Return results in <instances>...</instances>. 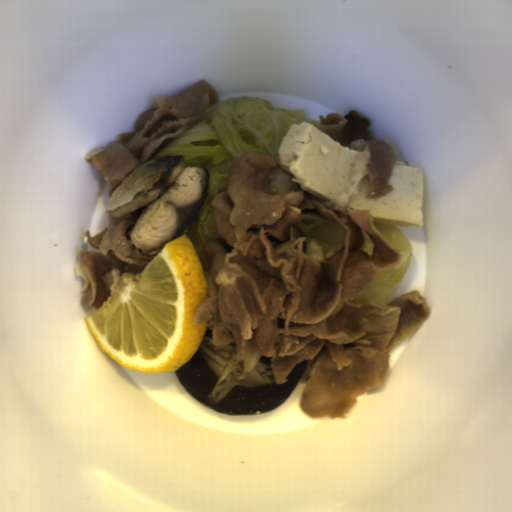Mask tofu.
Returning <instances> with one entry per match:
<instances>
[{
	"instance_id": "obj_1",
	"label": "tofu",
	"mask_w": 512,
	"mask_h": 512,
	"mask_svg": "<svg viewBox=\"0 0 512 512\" xmlns=\"http://www.w3.org/2000/svg\"><path fill=\"white\" fill-rule=\"evenodd\" d=\"M357 157V150L335 142L308 121L288 127L278 154L301 190L330 202L347 192Z\"/></svg>"
},
{
	"instance_id": "obj_2",
	"label": "tofu",
	"mask_w": 512,
	"mask_h": 512,
	"mask_svg": "<svg viewBox=\"0 0 512 512\" xmlns=\"http://www.w3.org/2000/svg\"><path fill=\"white\" fill-rule=\"evenodd\" d=\"M393 190L381 198L360 199L372 223L397 227L423 226V172L396 161L390 182Z\"/></svg>"
}]
</instances>
